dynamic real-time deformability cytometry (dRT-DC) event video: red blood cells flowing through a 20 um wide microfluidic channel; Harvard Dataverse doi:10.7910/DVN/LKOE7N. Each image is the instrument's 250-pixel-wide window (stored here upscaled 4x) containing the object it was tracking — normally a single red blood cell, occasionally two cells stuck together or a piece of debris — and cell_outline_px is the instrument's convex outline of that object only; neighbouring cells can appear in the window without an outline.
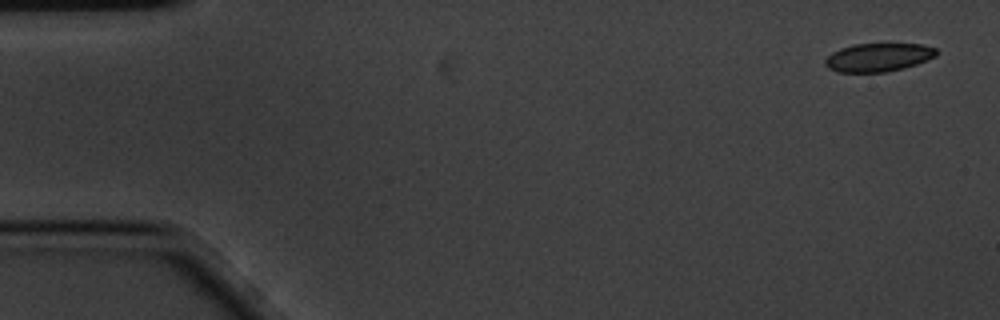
{"species": "common noctule bat (a hibernating species)", "species_latin": "Nyctalus noctula", "temperature_condition": "cold", "stored_images_in_passage": 5, "camera_frame_rate_fps": 3000, "um_per_image_px": 0.085, "animal": {"sex": "male", "body_mass_g": 20.1, "forearm_length_mm": 53.5}, "frame": {"image": 1, "passage_image": 1, "time_ms": 0.0, "image_size_px": [1000, 320], "cell_outline_px": [[936, 56], [916, 64], [904, 68], [888, 72], [836, 72], [828, 68], [824, 64], [824, 60], [832, 52], [840, 48], [856, 44], [920, 44], [936, 48]], "centroid_in_image_um": [74.62, 4.88], "position_along_channel_um": 10.4, "area_um2": 18.38}}
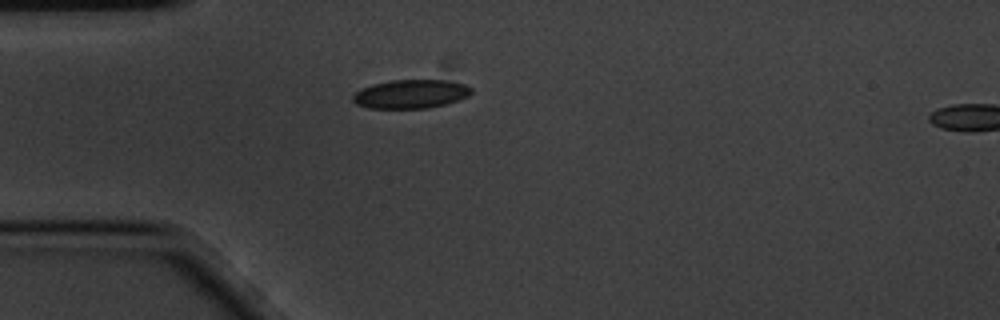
{"frame": {"image": 2, "passage_image": 4, "time_ms": 1.0, "image_size_px": [1000, 320], "cell_outline_px": [[472, 92], [468, 96], [444, 104], [428, 108], [368, 108], [356, 104], [352, 100], [352, 96], [360, 88], [372, 84], [392, 80], [444, 80], [464, 84], [472, 88]], "centroid_in_image_um": [34.87, 7.99], "position_along_channel_um": 50.1, "area_um2": 19.77}}